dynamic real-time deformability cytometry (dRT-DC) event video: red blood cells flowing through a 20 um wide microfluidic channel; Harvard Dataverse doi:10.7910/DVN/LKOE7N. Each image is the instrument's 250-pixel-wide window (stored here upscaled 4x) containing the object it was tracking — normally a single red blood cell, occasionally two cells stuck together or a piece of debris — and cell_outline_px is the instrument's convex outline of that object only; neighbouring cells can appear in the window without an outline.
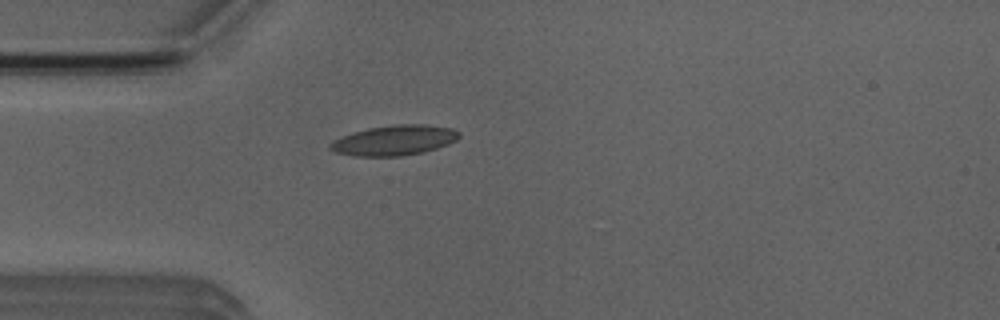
{"species": "Egyptian fruit bat (a non-hibernating species)", "species_latin": "Rousettus aegyptiacus", "temperature_condition": "room temperature", "stored_images_in_passage": 39, "camera_frame_rate_fps": 3000, "um_per_image_px": 0.085, "animal": {"sex": "male"}, "frame": {"image": 1, "passage_image": 2, "time_ms": 0.333, "image_size_px": [1000, 320], "cell_outline_px": [[460, 136], [456, 140], [448, 144], [424, 152], [400, 156], [356, 156], [336, 152], [328, 148], [336, 140], [352, 132], [368, 128], [396, 124], [424, 124], [452, 128], [460, 132]], "centroid_in_image_um": [33.56, 11.92], "position_along_channel_um": 51.4, "area_um2": 22.43}}
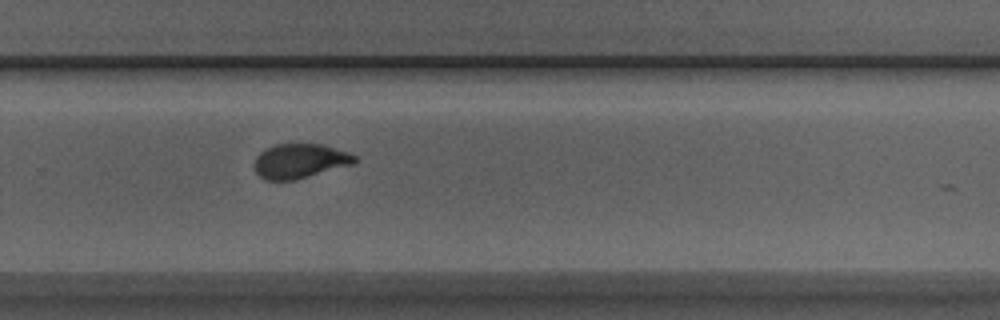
{"frame": {"image": 2, "passage_image": 22, "time_ms": 7.0, "image_size_px": [1000, 320], "cell_outline_px": [[360, 160], [356, 164], [296, 180], [264, 180], [256, 172], [256, 156], [260, 152], [276, 144], [324, 144], [348, 152], [356, 156]], "centroid_in_image_um": [25.57, 13.69], "position_along_channel_um": 304.2, "area_um2": 20.4}}
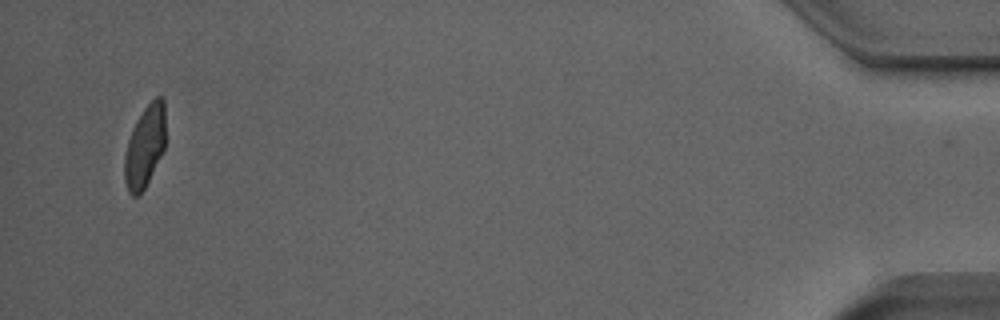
{"frame": {"image": 3, "passage_image": 38, "time_ms": 12.333, "image_size_px": [1000, 320], "cell_outline_px": [[164, 148], [140, 196], [132, 196], [128, 192], [124, 180], [124, 156], [128, 140], [132, 128], [136, 120], [144, 108], [156, 96], [160, 96], [164, 100]], "centroid_in_image_um": [12.28, 12.46], "position_along_channel_um": 422.9, "area_um2": 19.36}, "authors_computed_cell_mechanics": {"area_um2": 20.6346, "velocity_mm_per_s": 3.9068, "shape_relaxation_time_tau1_ms": 3.7429, "shape_relaxation_time_tau2_ms": 0.8003, "deformation_change_tau1": 0.1519, "deformation_change_tau2": 0.0607}}